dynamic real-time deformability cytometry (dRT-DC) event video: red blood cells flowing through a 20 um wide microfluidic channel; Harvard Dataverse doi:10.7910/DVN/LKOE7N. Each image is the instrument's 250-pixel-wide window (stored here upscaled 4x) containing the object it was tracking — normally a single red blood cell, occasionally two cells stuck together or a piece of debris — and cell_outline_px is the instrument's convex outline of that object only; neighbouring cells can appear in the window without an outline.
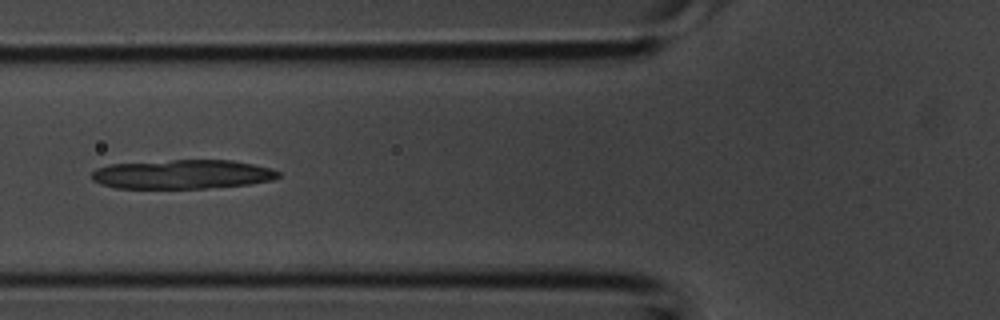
{"species": "common noctule bat (a hibernating species)", "species_latin": "Nyctalus noctula", "temperature_condition": "room temperature", "stored_images_in_passage": 37, "camera_frame_rate_fps": 3000, "um_per_image_px": 0.085, "animal": {"sex": "male", "body_mass_g": 20.1, "forearm_length_mm": 53.5}, "frame": {"image": 1, "passage_image": 11, "time_ms": 3.333, "image_size_px": [1000, 320], "cell_outline_px": [[280, 176], [272, 180], [248, 184], [204, 188], [116, 188], [100, 184], [92, 180], [92, 172], [96, 168], [108, 164], [172, 160], [232, 160], [272, 168], [280, 172]], "centroid_in_image_um": [15.48, 14.81], "position_along_channel_um": 110.3, "area_um2": 31.73}}
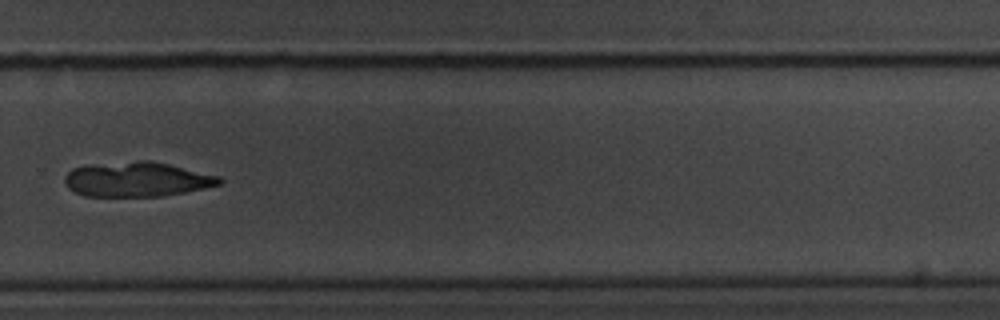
{"frame": {"image": 2, "passage_image": 24, "time_ms": 7.667, "image_size_px": [1000, 320], "cell_outline_px": [[224, 180], [220, 184], [204, 188], [164, 196], [84, 196], [68, 188], [64, 180], [64, 176], [72, 168], [84, 164], [136, 160], [148, 160], [168, 164], [220, 176]], "centroid_in_image_um": [11.6, 15.23], "position_along_channel_um": 318.2, "area_um2": 31.56}}
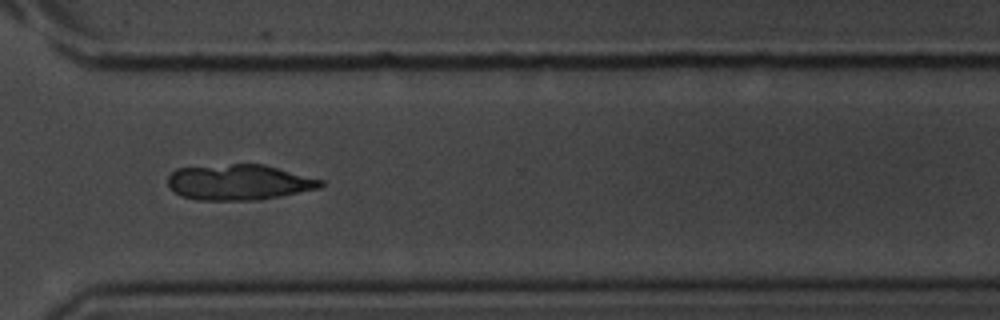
{"frame": {"image": 3, "passage_image": 26, "time_ms": 8.333, "image_size_px": [1000, 320], "cell_outline_px": [[324, 184], [320, 188], [276, 196], [252, 200], [196, 200], [180, 196], [168, 188], [168, 176], [176, 168], [232, 164], [264, 164], [324, 180]], "centroid_in_image_um": [20.26, 15.48], "position_along_channel_um": 350.3, "area_um2": 31.62}}